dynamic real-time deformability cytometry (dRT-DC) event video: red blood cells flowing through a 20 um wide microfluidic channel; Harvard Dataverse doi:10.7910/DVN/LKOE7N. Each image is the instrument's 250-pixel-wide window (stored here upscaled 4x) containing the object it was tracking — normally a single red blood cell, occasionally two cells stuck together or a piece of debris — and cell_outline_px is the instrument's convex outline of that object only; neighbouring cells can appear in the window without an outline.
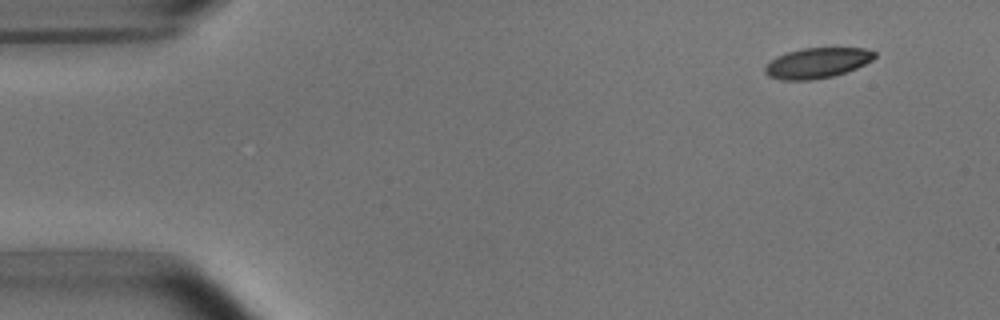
{"species": "common noctule bat (a hibernating species)", "species_latin": "Nyctalus noctula", "temperature_condition": "room temperature", "stored_images_in_passage": 4, "camera_frame_rate_fps": 3000, "um_per_image_px": 0.085, "animal": {"sex": "male", "body_mass_g": 15.6}, "frame": {"image": 1, "passage_image": 1, "time_ms": 0.0, "image_size_px": [1000, 320], "cell_outline_px": [[876, 56], [872, 60], [856, 68], [832, 76], [812, 80], [780, 80], [768, 76], [764, 72], [764, 68], [776, 56], [788, 52], [804, 48], [864, 48], [876, 52]], "centroid_in_image_um": [69.44, 5.35], "position_along_channel_um": 15.6, "area_um2": 19.25}}
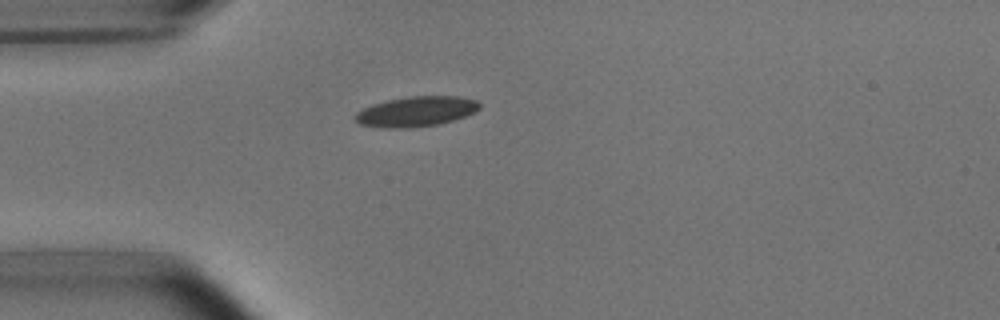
{"frame": {"image": 2, "passage_image": 4, "time_ms": 3.333, "image_size_px": [1000, 320], "cell_outline_px": [[480, 108], [464, 116], [440, 124], [408, 128], [380, 128], [360, 124], [356, 120], [356, 112], [372, 104], [388, 100], [408, 96], [460, 96], [476, 100], [480, 104]], "centroid_in_image_um": [35.36, 9.47], "position_along_channel_um": 49.6, "area_um2": 21.73}}